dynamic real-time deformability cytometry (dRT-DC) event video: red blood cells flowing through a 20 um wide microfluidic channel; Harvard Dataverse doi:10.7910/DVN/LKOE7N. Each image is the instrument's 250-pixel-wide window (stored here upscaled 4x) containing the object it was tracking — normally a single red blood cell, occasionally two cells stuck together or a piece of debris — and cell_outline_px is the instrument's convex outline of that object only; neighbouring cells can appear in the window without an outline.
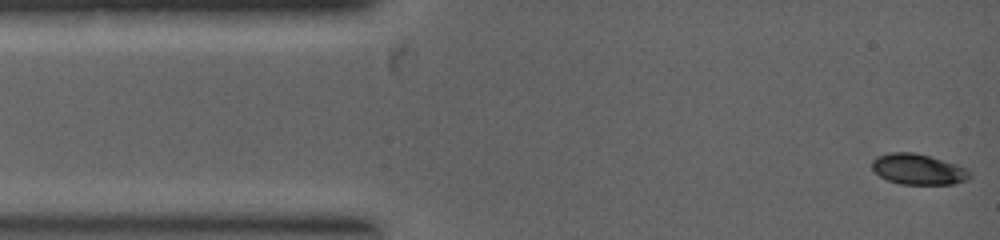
{"species": "common noctule bat (a hibernating species)", "species_latin": "Nyctalus noctula", "temperature_condition": "warm", "stored_images_in_passage": 2, "camera_frame_rate_fps": 5000, "um_per_image_px": 0.085, "animal": {"sex": "female", "body_mass_g": 19.0, "forearm_length_mm": 53.3}, "frame": {"image": 1, "passage_image": 1, "time_ms": 0.0, "image_size_px": [1000, 240], "cell_outline_px": [[972, 176], [968, 180], [952, 184], [900, 184], [888, 180], [880, 176], [872, 168], [872, 160], [876, 156], [888, 152], [912, 152], [928, 156], [956, 164], [972, 172]], "centroid_in_image_um": [78.05, 14.39], "position_along_channel_um": 7.0, "area_um2": 17.46}}